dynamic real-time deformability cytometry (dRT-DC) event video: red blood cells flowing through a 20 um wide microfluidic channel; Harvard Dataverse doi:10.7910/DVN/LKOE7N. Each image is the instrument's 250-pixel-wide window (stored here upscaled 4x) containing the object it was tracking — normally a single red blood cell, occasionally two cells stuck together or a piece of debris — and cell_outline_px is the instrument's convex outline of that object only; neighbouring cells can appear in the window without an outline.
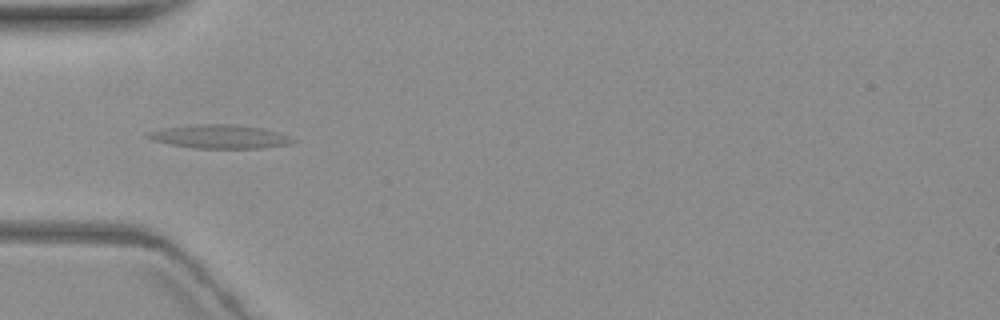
{"species": "common noctule bat (a hibernating species)", "species_latin": "Nyctalus noctula", "temperature_condition": "warm", "stored_images_in_passage": 6, "camera_frame_rate_fps": 3000, "um_per_image_px": 0.085, "animal": {"sex": "female", "body_mass_g": 19.3, "forearm_length_mm": 54.1}, "frame": {"image": 1, "passage_image": 5, "time_ms": 5.667, "image_size_px": [1000, 320], "cell_outline_px": [[296, 140], [292, 144], [264, 148], [192, 148], [168, 144], [152, 140], [144, 136], [148, 132], [164, 128], [192, 124], [232, 124], [264, 128], [288, 136]], "centroid_in_image_um": [18.67, 11.61], "position_along_channel_um": 66.3, "area_um2": 20.11}}
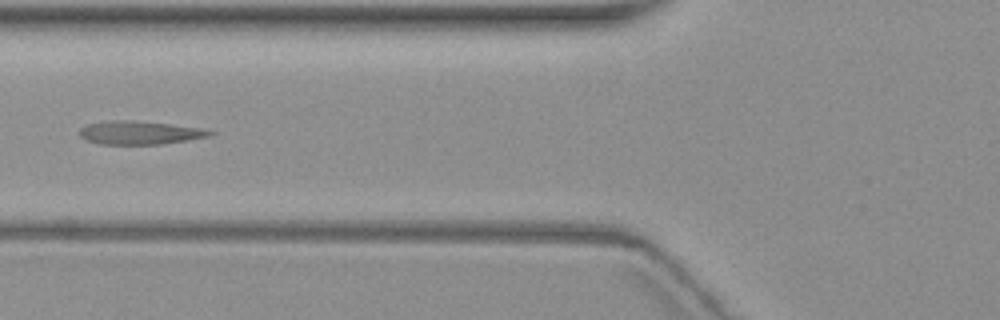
{"frame": {"image": 2, "passage_image": 6, "time_ms": 7.0, "image_size_px": [1000, 320], "cell_outline_px": [[216, 132], [212, 136], [188, 140], [160, 144], [100, 144], [84, 140], [80, 136], [80, 128], [88, 124], [112, 120], [132, 120], [168, 124], [200, 128]], "centroid_in_image_um": [11.87, 11.28], "position_along_channel_um": 113.9, "area_um2": 17.69}}